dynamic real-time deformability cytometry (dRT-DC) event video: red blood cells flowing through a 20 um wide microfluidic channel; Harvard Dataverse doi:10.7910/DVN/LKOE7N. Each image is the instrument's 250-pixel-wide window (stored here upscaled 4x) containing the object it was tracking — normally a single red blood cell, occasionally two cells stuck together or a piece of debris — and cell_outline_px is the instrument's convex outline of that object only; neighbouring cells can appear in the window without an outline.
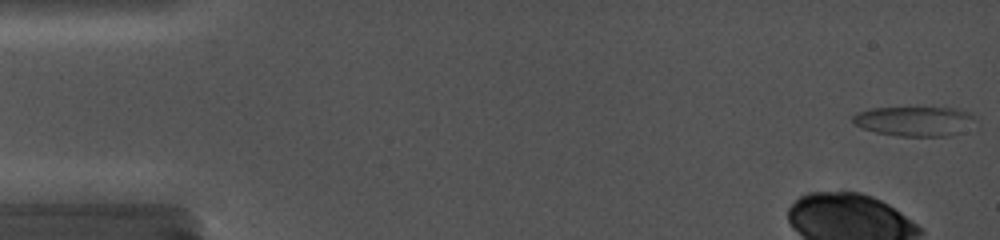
{"species": "common noctule bat (a hibernating species)", "species_latin": "Nyctalus noctula", "temperature_condition": "cold", "stored_images_in_passage": 12, "camera_frame_rate_fps": 5000, "um_per_image_px": 0.085, "animal": {"sex": "female", "body_mass_g": 19.0, "forearm_length_mm": 56.7}, "frame": {"image": 1, "passage_image": 1, "time_ms": 0.0, "image_size_px": [1000, 240], "cell_outline_px": [[976, 120], [960, 132], [948, 136], [900, 136], [876, 132], [864, 128], [856, 124], [852, 120], [852, 116], [860, 112], [872, 108], [956, 108], [968, 112]], "centroid_in_image_um": [77.73, 10.3], "position_along_channel_um": 7.3, "area_um2": 20.75}}